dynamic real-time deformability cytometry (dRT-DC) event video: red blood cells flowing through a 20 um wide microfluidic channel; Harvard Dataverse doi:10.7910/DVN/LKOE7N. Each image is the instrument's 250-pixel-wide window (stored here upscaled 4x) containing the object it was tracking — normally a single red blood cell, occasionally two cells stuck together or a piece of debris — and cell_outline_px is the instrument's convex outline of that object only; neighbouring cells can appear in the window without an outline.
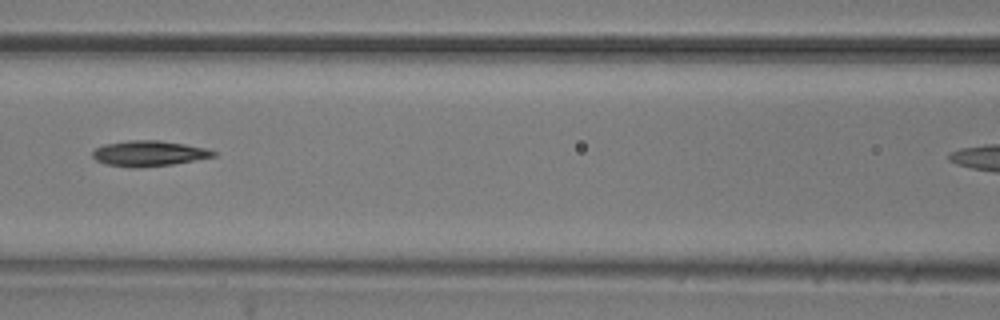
{"species": "common noctule bat (a hibernating species)", "species_latin": "Nyctalus noctula", "temperature_condition": "room temperature", "stored_images_in_passage": 8, "segment_of_instrument_passage": [1, 2], "camera_frame_rate_fps": 3000, "um_per_image_px": 0.085, "animal": {"sex": "male", "body_mass_g": 20.5, "forearm_length_mm": 52.5}, "frame": {"image": 1, "passage_image": 6, "time_ms": 5.667, "image_size_px": [1000, 320], "cell_outline_px": [[216, 156], [172, 164], [132, 168], [104, 164], [96, 160], [92, 156], [92, 152], [96, 148], [104, 144], [128, 140], [160, 140], [208, 148], [216, 152]], "centroid_in_image_um": [12.63, 13.03], "position_along_channel_um": 154.0, "area_um2": 17.98}}
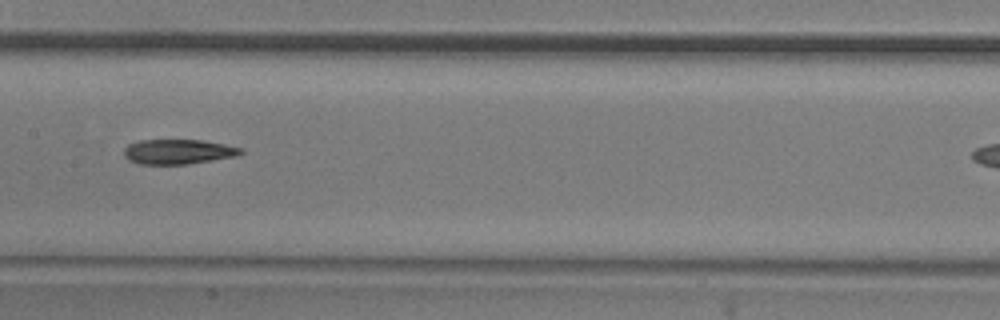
{"frame": {"image": 2, "passage_image": 7, "time_ms": 6.667, "image_size_px": [1000, 320], "cell_outline_px": [[244, 152], [236, 156], [188, 164], [140, 164], [128, 160], [124, 156], [124, 148], [128, 144], [140, 140], [204, 140], [244, 148]], "centroid_in_image_um": [15.15, 12.89], "position_along_channel_um": 192.3, "area_um2": 16.99}}